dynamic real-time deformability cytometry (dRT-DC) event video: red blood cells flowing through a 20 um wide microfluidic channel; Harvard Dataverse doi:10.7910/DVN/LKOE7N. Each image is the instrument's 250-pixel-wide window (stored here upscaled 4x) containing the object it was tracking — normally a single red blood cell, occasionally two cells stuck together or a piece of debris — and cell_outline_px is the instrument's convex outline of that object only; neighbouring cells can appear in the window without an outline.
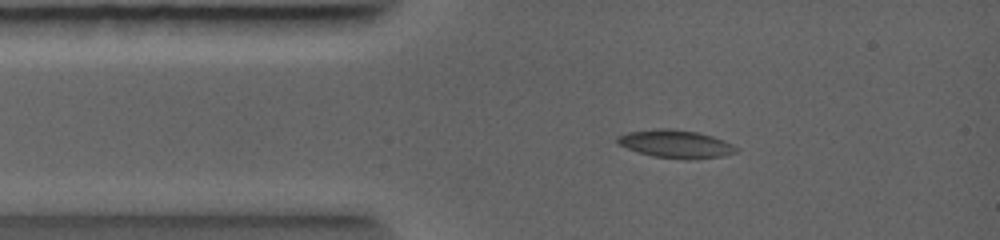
{"species": "common noctule bat (a hibernating species)", "species_latin": "Nyctalus noctula", "temperature_condition": "warm", "stored_images_in_passage": 2, "camera_frame_rate_fps": 5000, "um_per_image_px": 0.085, "animal": {"sex": "female", "body_mass_g": 19.0, "forearm_length_mm": 56.7}, "frame": {"image": 1, "passage_image": 2, "time_ms": 1.0, "image_size_px": [1000, 240], "cell_outline_px": [[732, 152], [716, 156], [656, 156], [640, 152], [628, 148], [620, 144], [616, 140], [620, 136], [632, 132], [660, 128], [668, 128], [696, 132], [712, 136], [728, 144]], "centroid_in_image_um": [57.28, 12.17], "position_along_channel_um": 27.7, "area_um2": 17.22}}